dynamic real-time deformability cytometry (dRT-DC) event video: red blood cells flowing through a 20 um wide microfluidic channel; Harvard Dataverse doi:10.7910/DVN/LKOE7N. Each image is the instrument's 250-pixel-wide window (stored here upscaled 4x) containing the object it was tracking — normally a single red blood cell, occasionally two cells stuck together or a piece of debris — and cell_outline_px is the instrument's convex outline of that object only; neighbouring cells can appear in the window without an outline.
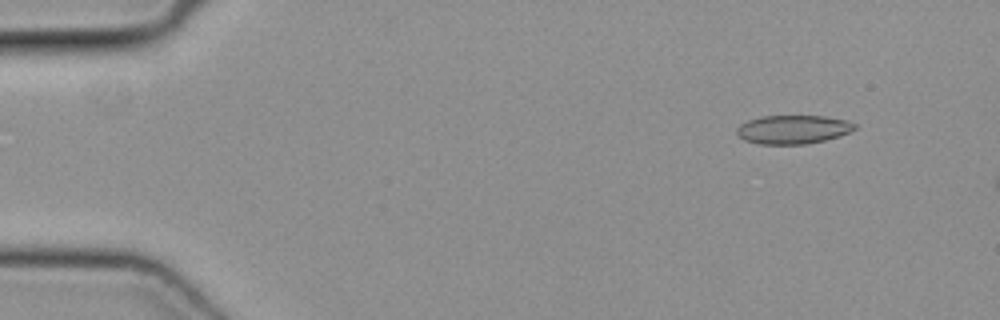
{"species": "common noctule bat (a hibernating species)", "species_latin": "Nyctalus noctula", "temperature_condition": "cold", "stored_images_in_passage": 7, "camera_frame_rate_fps": 3000, "um_per_image_px": 0.085, "animal": {"sex": "female", "body_mass_g": 19.3, "forearm_length_mm": 54.1}, "frame": {"image": 1, "passage_image": 2, "time_ms": 0.333, "image_size_px": [1000, 320], "cell_outline_px": [[856, 128], [840, 136], [824, 140], [804, 144], [760, 144], [744, 140], [736, 132], [736, 128], [740, 124], [748, 120], [764, 116], [824, 116], [844, 120], [856, 124]], "centroid_in_image_um": [67.38, 11.0], "position_along_channel_um": 17.6, "area_um2": 19.54}}